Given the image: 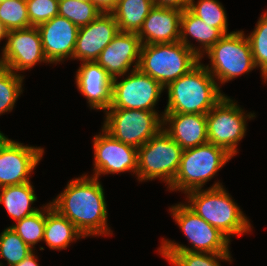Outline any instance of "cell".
Returning a JSON list of instances; mask_svg holds the SVG:
<instances>
[{"label": "cell", "instance_id": "cell-12", "mask_svg": "<svg viewBox=\"0 0 267 266\" xmlns=\"http://www.w3.org/2000/svg\"><path fill=\"white\" fill-rule=\"evenodd\" d=\"M0 58V66L18 71L29 70L37 63H49L45 57L37 27L10 30Z\"/></svg>", "mask_w": 267, "mask_h": 266}, {"label": "cell", "instance_id": "cell-16", "mask_svg": "<svg viewBox=\"0 0 267 266\" xmlns=\"http://www.w3.org/2000/svg\"><path fill=\"white\" fill-rule=\"evenodd\" d=\"M141 46L137 33L119 31L100 53L96 62L112 79L123 77L130 71L132 64L133 70L138 68Z\"/></svg>", "mask_w": 267, "mask_h": 266}, {"label": "cell", "instance_id": "cell-32", "mask_svg": "<svg viewBox=\"0 0 267 266\" xmlns=\"http://www.w3.org/2000/svg\"><path fill=\"white\" fill-rule=\"evenodd\" d=\"M251 45L253 61L263 76L267 72V11H265L254 28L247 36Z\"/></svg>", "mask_w": 267, "mask_h": 266}, {"label": "cell", "instance_id": "cell-34", "mask_svg": "<svg viewBox=\"0 0 267 266\" xmlns=\"http://www.w3.org/2000/svg\"><path fill=\"white\" fill-rule=\"evenodd\" d=\"M190 0H153L154 6L177 8L182 11L188 8Z\"/></svg>", "mask_w": 267, "mask_h": 266}, {"label": "cell", "instance_id": "cell-31", "mask_svg": "<svg viewBox=\"0 0 267 266\" xmlns=\"http://www.w3.org/2000/svg\"><path fill=\"white\" fill-rule=\"evenodd\" d=\"M0 22L8 31L31 27L26 0L0 2Z\"/></svg>", "mask_w": 267, "mask_h": 266}, {"label": "cell", "instance_id": "cell-35", "mask_svg": "<svg viewBox=\"0 0 267 266\" xmlns=\"http://www.w3.org/2000/svg\"><path fill=\"white\" fill-rule=\"evenodd\" d=\"M101 12H111L117 5L118 0H92Z\"/></svg>", "mask_w": 267, "mask_h": 266}, {"label": "cell", "instance_id": "cell-6", "mask_svg": "<svg viewBox=\"0 0 267 266\" xmlns=\"http://www.w3.org/2000/svg\"><path fill=\"white\" fill-rule=\"evenodd\" d=\"M173 219L191 243L189 246L178 244L169 239L162 240L158 251H188L205 253H227L230 240L219 229L208 224L186 204L179 203L169 208Z\"/></svg>", "mask_w": 267, "mask_h": 266}, {"label": "cell", "instance_id": "cell-38", "mask_svg": "<svg viewBox=\"0 0 267 266\" xmlns=\"http://www.w3.org/2000/svg\"><path fill=\"white\" fill-rule=\"evenodd\" d=\"M6 138V136L0 131V143Z\"/></svg>", "mask_w": 267, "mask_h": 266}, {"label": "cell", "instance_id": "cell-26", "mask_svg": "<svg viewBox=\"0 0 267 266\" xmlns=\"http://www.w3.org/2000/svg\"><path fill=\"white\" fill-rule=\"evenodd\" d=\"M188 9L203 22L218 28L224 35L228 32L226 11L218 0H190Z\"/></svg>", "mask_w": 267, "mask_h": 266}, {"label": "cell", "instance_id": "cell-29", "mask_svg": "<svg viewBox=\"0 0 267 266\" xmlns=\"http://www.w3.org/2000/svg\"><path fill=\"white\" fill-rule=\"evenodd\" d=\"M24 75L0 66V115L13 110L17 98L22 94Z\"/></svg>", "mask_w": 267, "mask_h": 266}, {"label": "cell", "instance_id": "cell-40", "mask_svg": "<svg viewBox=\"0 0 267 266\" xmlns=\"http://www.w3.org/2000/svg\"><path fill=\"white\" fill-rule=\"evenodd\" d=\"M78 1H88V2H92V0H78Z\"/></svg>", "mask_w": 267, "mask_h": 266}, {"label": "cell", "instance_id": "cell-28", "mask_svg": "<svg viewBox=\"0 0 267 266\" xmlns=\"http://www.w3.org/2000/svg\"><path fill=\"white\" fill-rule=\"evenodd\" d=\"M101 13L93 2L59 0L58 15L67 18L78 28L88 25Z\"/></svg>", "mask_w": 267, "mask_h": 266}, {"label": "cell", "instance_id": "cell-14", "mask_svg": "<svg viewBox=\"0 0 267 266\" xmlns=\"http://www.w3.org/2000/svg\"><path fill=\"white\" fill-rule=\"evenodd\" d=\"M93 149V177L128 171L137 175L138 149L116 140L103 128L94 136Z\"/></svg>", "mask_w": 267, "mask_h": 266}, {"label": "cell", "instance_id": "cell-36", "mask_svg": "<svg viewBox=\"0 0 267 266\" xmlns=\"http://www.w3.org/2000/svg\"><path fill=\"white\" fill-rule=\"evenodd\" d=\"M37 259L38 258L35 256L34 251H33L29 256L24 258L21 262H19L18 264L12 265V266H39ZM2 264L3 263L0 262V266H3Z\"/></svg>", "mask_w": 267, "mask_h": 266}, {"label": "cell", "instance_id": "cell-7", "mask_svg": "<svg viewBox=\"0 0 267 266\" xmlns=\"http://www.w3.org/2000/svg\"><path fill=\"white\" fill-rule=\"evenodd\" d=\"M183 148L162 128L138 148L137 179L159 178L169 187L179 168Z\"/></svg>", "mask_w": 267, "mask_h": 266}, {"label": "cell", "instance_id": "cell-21", "mask_svg": "<svg viewBox=\"0 0 267 266\" xmlns=\"http://www.w3.org/2000/svg\"><path fill=\"white\" fill-rule=\"evenodd\" d=\"M199 42L200 47H194L188 40L189 36ZM224 34L215 27L203 22L195 16L188 8L182 11L180 42L190 48L200 59Z\"/></svg>", "mask_w": 267, "mask_h": 266}, {"label": "cell", "instance_id": "cell-23", "mask_svg": "<svg viewBox=\"0 0 267 266\" xmlns=\"http://www.w3.org/2000/svg\"><path fill=\"white\" fill-rule=\"evenodd\" d=\"M33 187L31 182H27L0 188V204L5 206L10 217L16 222L40 210L31 207L37 201Z\"/></svg>", "mask_w": 267, "mask_h": 266}, {"label": "cell", "instance_id": "cell-22", "mask_svg": "<svg viewBox=\"0 0 267 266\" xmlns=\"http://www.w3.org/2000/svg\"><path fill=\"white\" fill-rule=\"evenodd\" d=\"M84 236L65 216L54 209L51 203L46 204V221L43 241L50 249L63 250L73 241Z\"/></svg>", "mask_w": 267, "mask_h": 266}, {"label": "cell", "instance_id": "cell-13", "mask_svg": "<svg viewBox=\"0 0 267 266\" xmlns=\"http://www.w3.org/2000/svg\"><path fill=\"white\" fill-rule=\"evenodd\" d=\"M43 153V148L23 145L6 137L0 143V188L31 182L30 175Z\"/></svg>", "mask_w": 267, "mask_h": 266}, {"label": "cell", "instance_id": "cell-37", "mask_svg": "<svg viewBox=\"0 0 267 266\" xmlns=\"http://www.w3.org/2000/svg\"><path fill=\"white\" fill-rule=\"evenodd\" d=\"M8 30L5 28V26L0 22V41L5 39L7 36Z\"/></svg>", "mask_w": 267, "mask_h": 266}, {"label": "cell", "instance_id": "cell-10", "mask_svg": "<svg viewBox=\"0 0 267 266\" xmlns=\"http://www.w3.org/2000/svg\"><path fill=\"white\" fill-rule=\"evenodd\" d=\"M236 103L226 95L206 115L208 143L223 147L232 156L246 134V121L255 117V113L246 114Z\"/></svg>", "mask_w": 267, "mask_h": 266}, {"label": "cell", "instance_id": "cell-18", "mask_svg": "<svg viewBox=\"0 0 267 266\" xmlns=\"http://www.w3.org/2000/svg\"><path fill=\"white\" fill-rule=\"evenodd\" d=\"M76 86L91 109L104 110L112 103V78L96 61L82 62L76 72Z\"/></svg>", "mask_w": 267, "mask_h": 266}, {"label": "cell", "instance_id": "cell-11", "mask_svg": "<svg viewBox=\"0 0 267 266\" xmlns=\"http://www.w3.org/2000/svg\"><path fill=\"white\" fill-rule=\"evenodd\" d=\"M164 87L139 68L131 70L121 81L112 79V103L109 108L157 112L155 106Z\"/></svg>", "mask_w": 267, "mask_h": 266}, {"label": "cell", "instance_id": "cell-1", "mask_svg": "<svg viewBox=\"0 0 267 266\" xmlns=\"http://www.w3.org/2000/svg\"><path fill=\"white\" fill-rule=\"evenodd\" d=\"M52 207L75 225L84 236L110 235L104 189L96 177L82 175L68 182Z\"/></svg>", "mask_w": 267, "mask_h": 266}, {"label": "cell", "instance_id": "cell-33", "mask_svg": "<svg viewBox=\"0 0 267 266\" xmlns=\"http://www.w3.org/2000/svg\"><path fill=\"white\" fill-rule=\"evenodd\" d=\"M31 26L37 27L58 15L59 0H26Z\"/></svg>", "mask_w": 267, "mask_h": 266}, {"label": "cell", "instance_id": "cell-24", "mask_svg": "<svg viewBox=\"0 0 267 266\" xmlns=\"http://www.w3.org/2000/svg\"><path fill=\"white\" fill-rule=\"evenodd\" d=\"M153 7V0H118L111 13L120 32L138 33Z\"/></svg>", "mask_w": 267, "mask_h": 266}, {"label": "cell", "instance_id": "cell-5", "mask_svg": "<svg viewBox=\"0 0 267 266\" xmlns=\"http://www.w3.org/2000/svg\"><path fill=\"white\" fill-rule=\"evenodd\" d=\"M232 157L226 149L211 143L183 149L177 174L169 190L187 193L202 189Z\"/></svg>", "mask_w": 267, "mask_h": 266}, {"label": "cell", "instance_id": "cell-30", "mask_svg": "<svg viewBox=\"0 0 267 266\" xmlns=\"http://www.w3.org/2000/svg\"><path fill=\"white\" fill-rule=\"evenodd\" d=\"M33 250L10 227L0 234V258L9 266L18 264L29 256Z\"/></svg>", "mask_w": 267, "mask_h": 266}, {"label": "cell", "instance_id": "cell-8", "mask_svg": "<svg viewBox=\"0 0 267 266\" xmlns=\"http://www.w3.org/2000/svg\"><path fill=\"white\" fill-rule=\"evenodd\" d=\"M206 53L211 62L206 68L221 84L256 68L251 45L242 30L225 34Z\"/></svg>", "mask_w": 267, "mask_h": 266}, {"label": "cell", "instance_id": "cell-39", "mask_svg": "<svg viewBox=\"0 0 267 266\" xmlns=\"http://www.w3.org/2000/svg\"><path fill=\"white\" fill-rule=\"evenodd\" d=\"M262 77V79H264V81L263 82H265L266 83V81H267V72L263 75V76H261Z\"/></svg>", "mask_w": 267, "mask_h": 266}, {"label": "cell", "instance_id": "cell-17", "mask_svg": "<svg viewBox=\"0 0 267 266\" xmlns=\"http://www.w3.org/2000/svg\"><path fill=\"white\" fill-rule=\"evenodd\" d=\"M48 62L57 64L72 59L79 28L62 16H55L37 26Z\"/></svg>", "mask_w": 267, "mask_h": 266}, {"label": "cell", "instance_id": "cell-27", "mask_svg": "<svg viewBox=\"0 0 267 266\" xmlns=\"http://www.w3.org/2000/svg\"><path fill=\"white\" fill-rule=\"evenodd\" d=\"M46 221V205L33 215L24 217L16 224L9 226L19 237L34 250L35 245L43 241Z\"/></svg>", "mask_w": 267, "mask_h": 266}, {"label": "cell", "instance_id": "cell-2", "mask_svg": "<svg viewBox=\"0 0 267 266\" xmlns=\"http://www.w3.org/2000/svg\"><path fill=\"white\" fill-rule=\"evenodd\" d=\"M165 89L168 92V103L163 115L177 113L207 115L225 96L201 61Z\"/></svg>", "mask_w": 267, "mask_h": 266}, {"label": "cell", "instance_id": "cell-19", "mask_svg": "<svg viewBox=\"0 0 267 266\" xmlns=\"http://www.w3.org/2000/svg\"><path fill=\"white\" fill-rule=\"evenodd\" d=\"M182 10L154 6L137 35L142 45L180 41Z\"/></svg>", "mask_w": 267, "mask_h": 266}, {"label": "cell", "instance_id": "cell-15", "mask_svg": "<svg viewBox=\"0 0 267 266\" xmlns=\"http://www.w3.org/2000/svg\"><path fill=\"white\" fill-rule=\"evenodd\" d=\"M118 32L113 14L102 12L88 25L79 28L72 59L82 62L96 61Z\"/></svg>", "mask_w": 267, "mask_h": 266}, {"label": "cell", "instance_id": "cell-9", "mask_svg": "<svg viewBox=\"0 0 267 266\" xmlns=\"http://www.w3.org/2000/svg\"><path fill=\"white\" fill-rule=\"evenodd\" d=\"M103 129L113 138L141 147L163 128V115L147 110L108 108Z\"/></svg>", "mask_w": 267, "mask_h": 266}, {"label": "cell", "instance_id": "cell-20", "mask_svg": "<svg viewBox=\"0 0 267 266\" xmlns=\"http://www.w3.org/2000/svg\"><path fill=\"white\" fill-rule=\"evenodd\" d=\"M163 129L183 149L208 143L206 114H164Z\"/></svg>", "mask_w": 267, "mask_h": 266}, {"label": "cell", "instance_id": "cell-3", "mask_svg": "<svg viewBox=\"0 0 267 266\" xmlns=\"http://www.w3.org/2000/svg\"><path fill=\"white\" fill-rule=\"evenodd\" d=\"M185 194L189 200L186 205L229 239L251 231L250 221L222 183L215 182L208 189H195Z\"/></svg>", "mask_w": 267, "mask_h": 266}, {"label": "cell", "instance_id": "cell-4", "mask_svg": "<svg viewBox=\"0 0 267 266\" xmlns=\"http://www.w3.org/2000/svg\"><path fill=\"white\" fill-rule=\"evenodd\" d=\"M200 61L201 59L180 41L147 44L141 46L138 68L166 88Z\"/></svg>", "mask_w": 267, "mask_h": 266}, {"label": "cell", "instance_id": "cell-25", "mask_svg": "<svg viewBox=\"0 0 267 266\" xmlns=\"http://www.w3.org/2000/svg\"><path fill=\"white\" fill-rule=\"evenodd\" d=\"M171 265L174 266H221L220 260L230 261L231 254L205 253L188 251H158Z\"/></svg>", "mask_w": 267, "mask_h": 266}]
</instances>
